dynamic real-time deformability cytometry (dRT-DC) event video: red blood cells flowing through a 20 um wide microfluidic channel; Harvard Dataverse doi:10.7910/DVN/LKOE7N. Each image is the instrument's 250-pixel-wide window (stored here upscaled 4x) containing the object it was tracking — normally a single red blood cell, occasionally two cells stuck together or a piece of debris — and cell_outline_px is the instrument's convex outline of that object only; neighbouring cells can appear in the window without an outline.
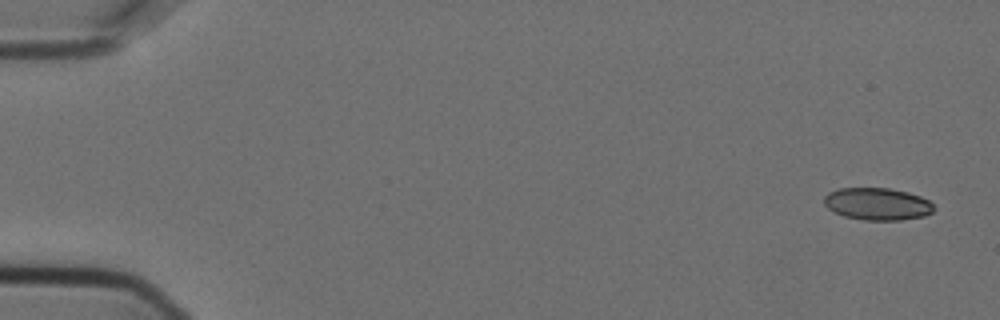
{"species": "Egyptian fruit bat (a non-hibernating species)", "species_latin": "Rousettus aegyptiacus", "temperature_condition": "cold", "stored_images_in_passage": 5, "segment_of_instrument_passage": [1, 2], "camera_frame_rate_fps": 3000, "um_per_image_px": 0.085, "animal": {"sex": "female"}, "frame": {"image": 1, "passage_image": 1, "time_ms": 0.0, "image_size_px": [1000, 320], "cell_outline_px": [[936, 208], [932, 212], [924, 216], [900, 220], [864, 220], [844, 216], [828, 208], [824, 204], [824, 196], [828, 192], [840, 188], [888, 188], [908, 192], [920, 196], [928, 200]], "centroid_in_image_um": [74.58, 17.33], "position_along_channel_um": 10.4, "area_um2": 20.63}}
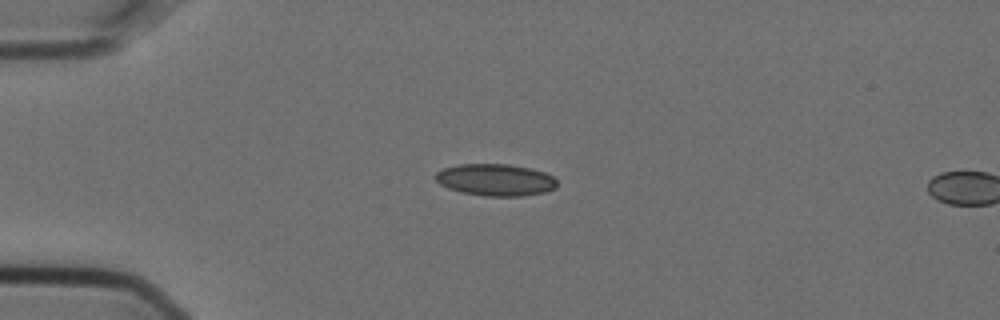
{"frame": {"image": 2, "passage_image": 4, "time_ms": 1.0, "image_size_px": [1000, 320], "cell_outline_px": [[556, 188], [544, 192], [520, 196], [488, 196], [460, 192], [448, 188], [440, 184], [432, 176], [436, 172], [444, 168], [460, 164], [508, 164], [532, 168], [544, 172], [552, 176], [556, 180]], "centroid_in_image_um": [42.09, 15.28], "position_along_channel_um": 42.9, "area_um2": 22.66}}